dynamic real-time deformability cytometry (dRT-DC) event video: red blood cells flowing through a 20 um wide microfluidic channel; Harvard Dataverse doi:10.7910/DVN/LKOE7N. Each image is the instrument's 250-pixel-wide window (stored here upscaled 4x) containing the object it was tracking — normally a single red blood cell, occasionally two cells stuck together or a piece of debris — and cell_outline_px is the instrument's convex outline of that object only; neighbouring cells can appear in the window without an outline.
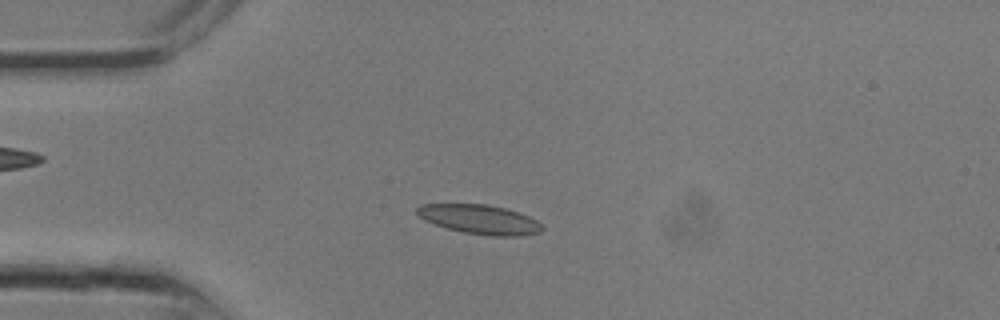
{"species": "common noctule bat (a hibernating species)", "species_latin": "Nyctalus noctula", "temperature_condition": "room temperature", "stored_images_in_passage": 9, "camera_frame_rate_fps": 3000, "um_per_image_px": 0.085, "animal": {"sex": "male", "body_mass_g": 13.3}, "frame": {"image": 1, "passage_image": 6, "time_ms": 1.667, "image_size_px": [1000, 320], "cell_outline_px": [[544, 228], [540, 232], [520, 236], [492, 236], [464, 232], [448, 228], [424, 220], [416, 212], [416, 208], [420, 204], [488, 204], [504, 208], [528, 216], [536, 220]], "centroid_in_image_um": [40.77, 18.64], "position_along_channel_um": 44.2, "area_um2": 21.15}}
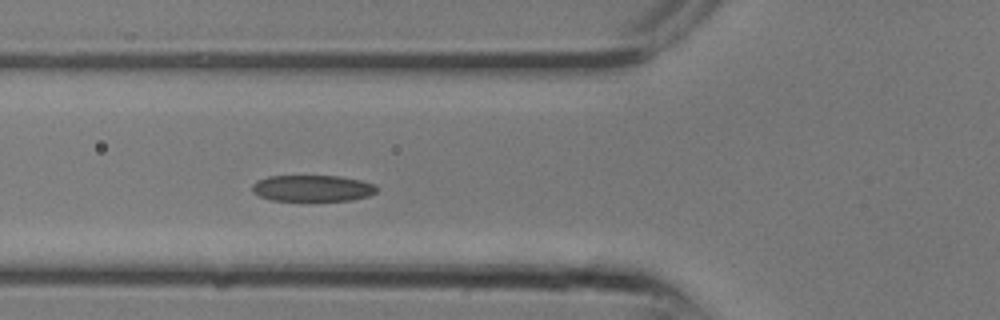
{"frame": {"image": 2, "passage_image": 9, "time_ms": 2.667, "image_size_px": [1000, 320], "cell_outline_px": [[380, 188], [376, 192], [368, 196], [352, 200], [272, 200], [260, 196], [252, 192], [252, 184], [256, 180], [268, 176], [340, 176], [360, 180], [376, 184]], "centroid_in_image_um": [26.58, 15.99], "position_along_channel_um": 99.2, "area_um2": 19.19}}